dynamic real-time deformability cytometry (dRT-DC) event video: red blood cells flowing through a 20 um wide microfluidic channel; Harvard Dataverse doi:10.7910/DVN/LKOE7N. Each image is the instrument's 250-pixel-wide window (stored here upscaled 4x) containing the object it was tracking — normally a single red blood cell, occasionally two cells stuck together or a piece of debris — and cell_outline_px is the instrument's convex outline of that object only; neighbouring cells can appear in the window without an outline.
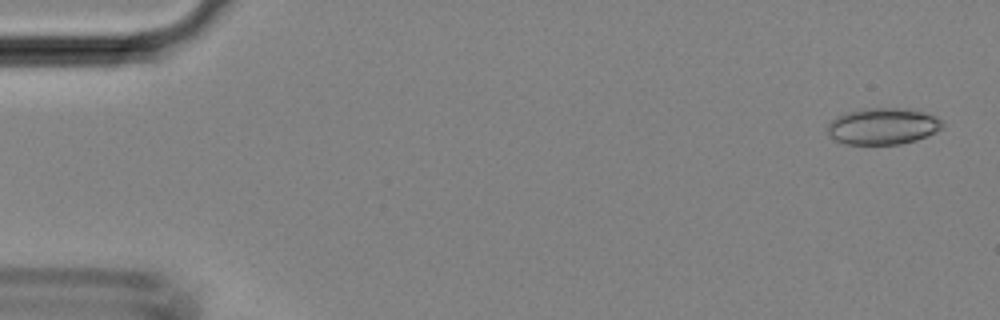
{"species": "Egyptian fruit bat (a non-hibernating species)", "species_latin": "Rousettus aegyptiacus", "temperature_condition": "room temperature", "stored_images_in_passage": 9, "camera_frame_rate_fps": 3000, "um_per_image_px": 0.085, "animal": {"sex": "female"}, "frame": {"image": 1, "passage_image": 1, "time_ms": 0.0, "image_size_px": [1000, 320], "cell_outline_px": [[932, 120], [928, 132], [920, 136], [908, 140], [884, 144], [864, 144], [852, 116], [872, 112], [904, 112], [924, 116]], "centroid_in_image_um": [75.7, 10.78], "position_along_channel_um": 9.3, "area_um2": 14.39}}